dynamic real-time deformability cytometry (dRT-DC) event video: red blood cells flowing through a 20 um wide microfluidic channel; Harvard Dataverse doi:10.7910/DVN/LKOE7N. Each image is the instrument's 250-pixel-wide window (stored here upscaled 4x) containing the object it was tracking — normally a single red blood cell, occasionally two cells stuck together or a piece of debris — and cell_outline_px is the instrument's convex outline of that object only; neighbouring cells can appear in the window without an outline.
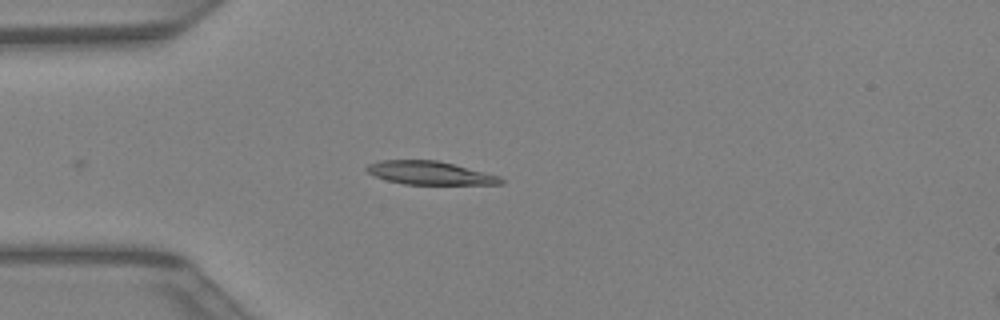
{"species": "Egyptian fruit bat (a non-hibernating species)", "species_latin": "Rousettus aegyptiacus", "temperature_condition": "warm", "stored_images_in_passage": 28, "camera_frame_rate_fps": 3000, "um_per_image_px": 0.085, "animal": {"sex": "female"}, "frame": {"image": 1, "passage_image": 1, "time_ms": 0.0, "image_size_px": [1000, 320], "cell_outline_px": [[504, 184], [404, 184], [388, 180], [376, 176], [368, 172], [364, 168], [368, 164], [380, 160], [436, 160], [500, 176], [504, 180]], "centroid_in_image_um": [36.52, 14.7], "position_along_channel_um": 48.5, "area_um2": 17.98}}
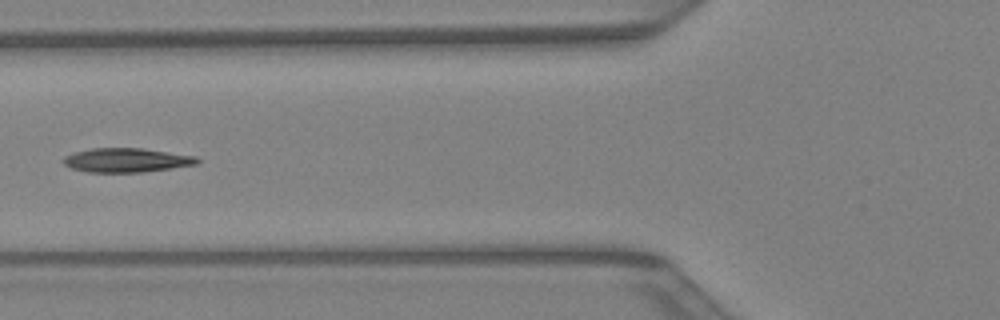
{"frame": {"image": 2, "passage_image": 6, "time_ms": 1.667, "image_size_px": [1000, 320], "cell_outline_px": [[200, 160], [196, 164], [172, 168], [144, 172], [88, 172], [72, 168], [64, 164], [64, 156], [72, 152], [92, 148], [140, 148], [196, 156]], "centroid_in_image_um": [10.74, 13.61], "position_along_channel_um": 115.1, "area_um2": 18.73}}
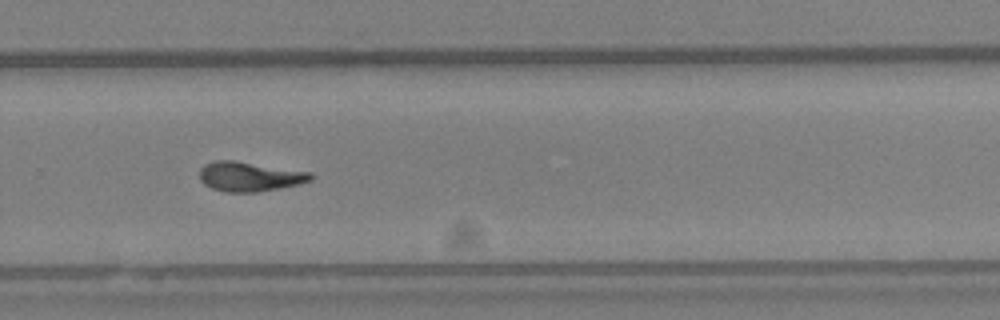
{"frame": {"image": 3, "passage_image": 18, "time_ms": 5.667, "image_size_px": [1000, 320], "cell_outline_px": [[312, 180], [300, 184], [256, 192], [228, 192], [212, 188], [204, 184], [200, 180], [200, 168], [204, 164], [216, 160], [232, 160], [312, 172]], "centroid_in_image_um": [21.21, 15.0], "position_along_channel_um": 308.6, "area_um2": 19.07}}